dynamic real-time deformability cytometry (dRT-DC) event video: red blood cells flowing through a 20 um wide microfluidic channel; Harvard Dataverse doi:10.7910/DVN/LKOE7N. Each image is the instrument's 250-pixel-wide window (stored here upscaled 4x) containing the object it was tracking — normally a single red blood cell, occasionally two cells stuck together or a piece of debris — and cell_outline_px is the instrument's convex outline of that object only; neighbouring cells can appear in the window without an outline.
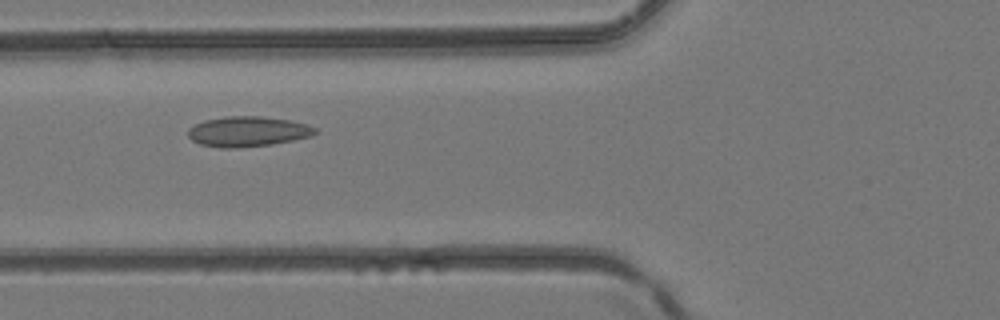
{"species": "common noctule bat (a hibernating species)", "species_latin": "Nyctalus noctula", "temperature_condition": "room temperature", "stored_images_in_passage": 37, "camera_frame_rate_fps": 3000, "um_per_image_px": 0.085, "animal": {"sex": "female", "body_mass_g": 24.6, "forearm_length_mm": 56.2}, "frame": {"image": 1, "passage_image": 13, "time_ms": 4.0, "image_size_px": [1000, 320], "cell_outline_px": [[320, 132], [312, 136], [272, 144], [236, 148], [220, 148], [200, 144], [192, 140], [188, 136], [188, 128], [204, 120], [228, 116], [260, 116], [292, 120], [308, 124], [316, 128]], "centroid_in_image_um": [21.09, 11.17], "position_along_channel_um": 104.7, "area_um2": 22.54}}
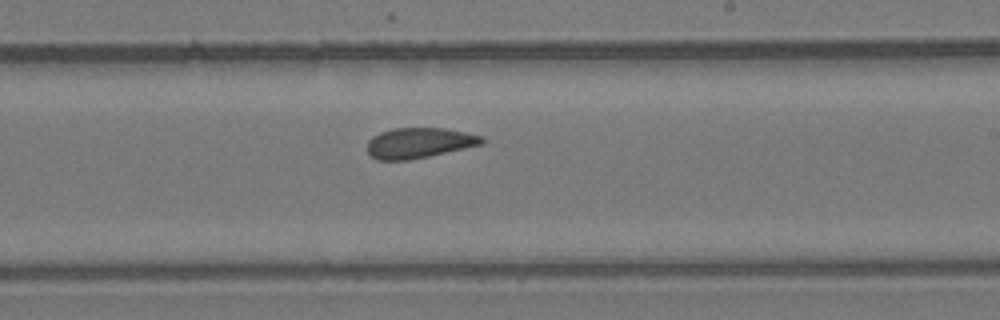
{"frame": {"image": 2, "passage_image": 22, "time_ms": 7.0, "image_size_px": [1000, 320], "cell_outline_px": [[484, 144], [428, 156], [408, 160], [376, 160], [368, 152], [368, 140], [372, 136], [380, 132], [392, 128], [444, 128], [484, 136]], "centroid_in_image_um": [35.62, 12.14], "position_along_channel_um": 253.4, "area_um2": 20.29}}
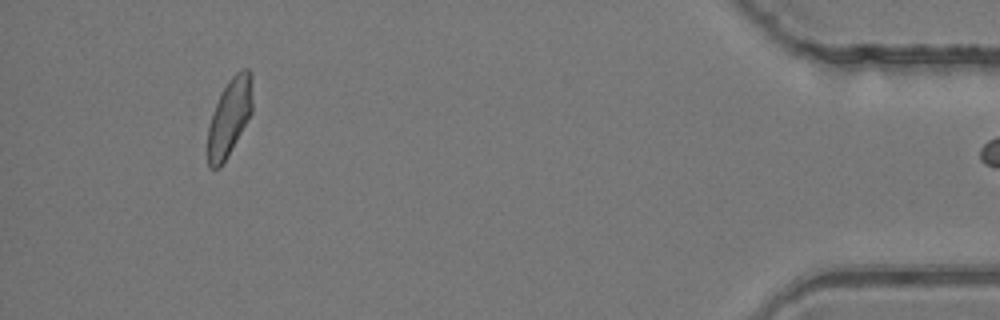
{"frame": {"image": 3, "passage_image": 36, "time_ms": 11.667, "image_size_px": [1000, 320], "cell_outline_px": [[252, 112], [248, 120], [228, 156], [220, 168], [208, 168], [208, 128], [220, 92], [228, 80], [236, 72], [244, 68], [248, 68], [252, 72]], "centroid_in_image_um": [19.52, 9.93], "position_along_channel_um": 415.7, "area_um2": 20.29}}